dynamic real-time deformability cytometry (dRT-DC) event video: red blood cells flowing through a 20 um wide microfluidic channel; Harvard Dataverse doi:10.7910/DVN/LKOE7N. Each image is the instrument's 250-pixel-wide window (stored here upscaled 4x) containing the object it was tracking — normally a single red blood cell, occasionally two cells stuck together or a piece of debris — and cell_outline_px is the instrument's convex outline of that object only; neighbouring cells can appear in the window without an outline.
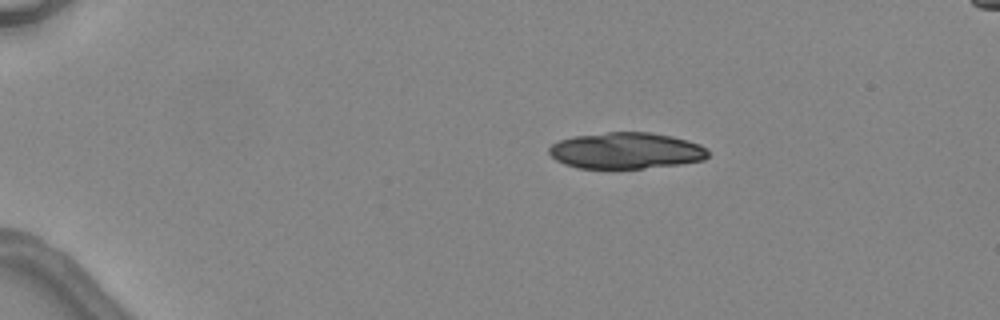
{"species": "common noctule bat (a hibernating species)", "species_latin": "Nyctalus noctula", "temperature_condition": "warm", "stored_images_in_passage": 5, "camera_frame_rate_fps": 3000, "um_per_image_px": 0.085, "animal": {"sex": "female", "body_mass_g": 24.6, "forearm_length_mm": 56.2}, "frame": {"image": 1, "passage_image": 2, "time_ms": 1.0, "image_size_px": [1000, 320], "cell_outline_px": [[708, 156], [704, 160], [680, 164], [644, 168], [580, 168], [564, 164], [556, 160], [548, 152], [548, 148], [552, 144], [560, 140], [572, 136], [608, 132], [652, 132], [672, 136], [688, 140], [700, 144], [708, 148]], "centroid_in_image_um": [53.23, 12.8], "position_along_channel_um": 31.8, "area_um2": 33.81}}